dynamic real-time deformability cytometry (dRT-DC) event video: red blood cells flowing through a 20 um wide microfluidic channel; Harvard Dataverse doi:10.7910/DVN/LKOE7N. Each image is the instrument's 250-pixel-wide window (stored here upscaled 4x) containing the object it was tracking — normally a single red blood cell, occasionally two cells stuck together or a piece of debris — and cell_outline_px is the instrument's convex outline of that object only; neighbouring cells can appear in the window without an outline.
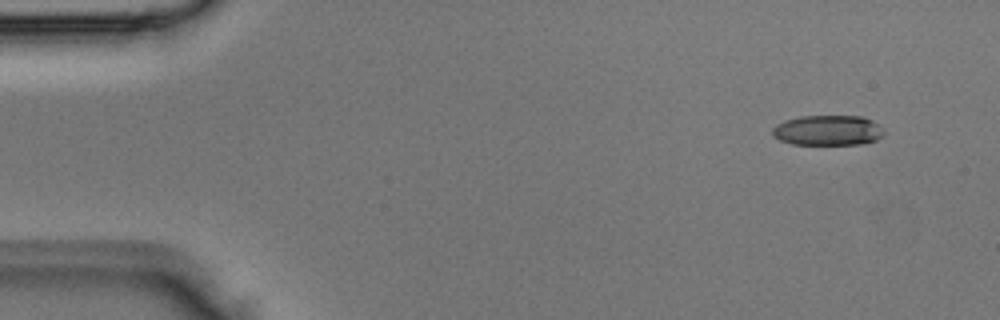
{"species": "Egyptian fruit bat (a non-hibernating species)", "species_latin": "Rousettus aegyptiacus", "temperature_condition": "room temperature", "stored_images_in_passage": 3, "camera_frame_rate_fps": 3000, "um_per_image_px": 0.085, "animal": {"sex": "male"}, "frame": {"image": 1, "passage_image": 1, "time_ms": 0.0, "image_size_px": [1000, 320], "cell_outline_px": [[884, 136], [876, 140], [864, 144], [792, 144], [780, 140], [772, 136], [772, 128], [776, 124], [784, 120], [800, 116], [864, 116], [872, 120], [884, 132]], "centroid_in_image_um": [70.35, 11.08], "position_along_channel_um": 14.7, "area_um2": 19.77}}